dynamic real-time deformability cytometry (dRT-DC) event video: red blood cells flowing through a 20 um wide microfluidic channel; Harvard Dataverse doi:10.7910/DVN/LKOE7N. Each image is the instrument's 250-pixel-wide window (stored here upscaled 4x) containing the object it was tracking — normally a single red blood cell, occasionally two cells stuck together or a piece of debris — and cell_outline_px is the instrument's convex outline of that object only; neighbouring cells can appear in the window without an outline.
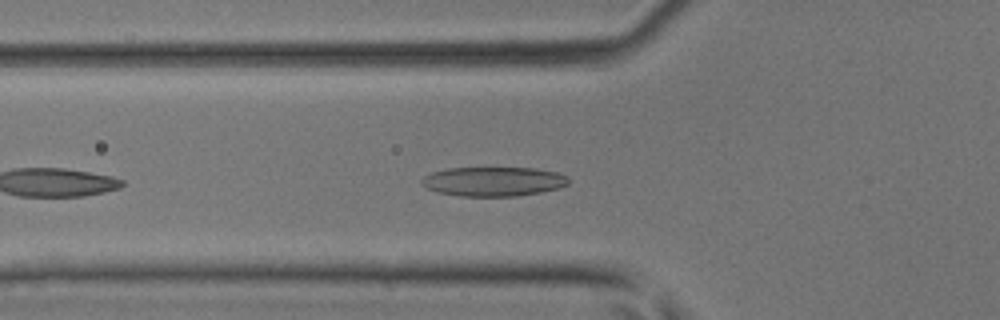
{"species": "common noctule bat (a hibernating species)", "species_latin": "Nyctalus noctula", "temperature_condition": "room temperature", "stored_images_in_passage": 32, "camera_frame_rate_fps": 3000, "um_per_image_px": 0.085, "animal": {"sex": "male", "body_mass_g": 17.9, "forearm_length_mm": 54.2}, "frame": {"image": 1, "passage_image": 5, "time_ms": 1.333, "image_size_px": [1000, 320], "cell_outline_px": [[568, 184], [560, 188], [540, 192], [516, 196], [460, 196], [436, 192], [424, 188], [420, 184], [420, 180], [424, 176], [432, 172], [448, 168], [536, 168], [556, 172], [568, 176]], "centroid_in_image_um": [41.9, 15.43], "position_along_channel_um": 83.9, "area_um2": 25.32}}
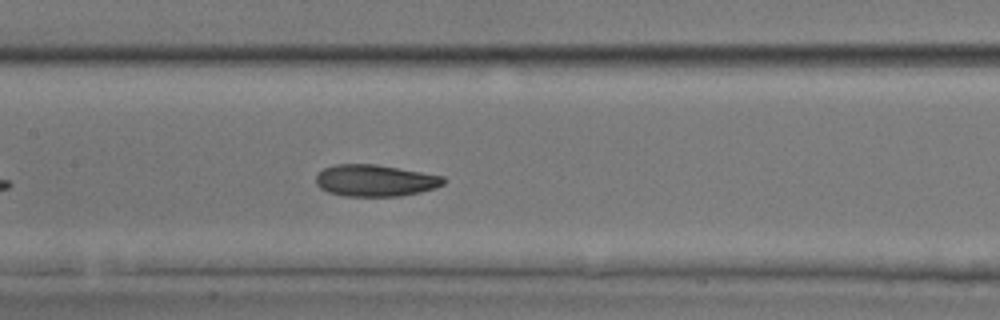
{"frame": {"image": 2, "passage_image": 11, "time_ms": 3.333, "image_size_px": [1000, 320], "cell_outline_px": [[448, 180], [444, 184], [436, 188], [420, 192], [400, 196], [344, 196], [328, 192], [320, 188], [316, 184], [316, 176], [324, 168], [336, 164], [376, 164], [444, 176]], "centroid_in_image_um": [31.92, 15.35], "position_along_channel_um": 175.5, "area_um2": 23.7}}
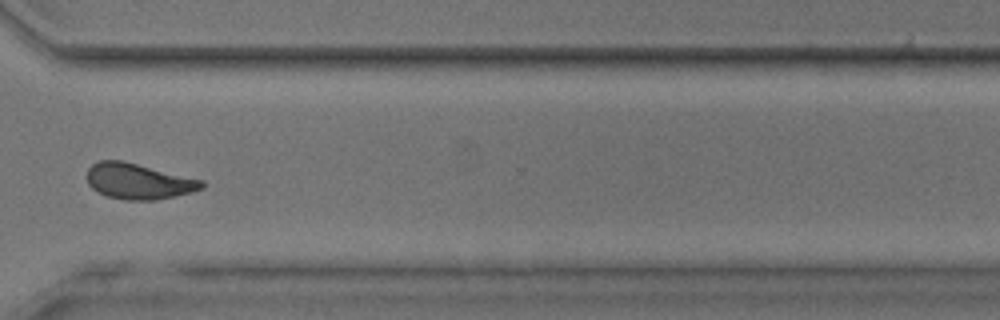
{"frame": {"image": 3, "passage_image": 23, "time_ms": 7.333, "image_size_px": [1000, 320], "cell_outline_px": [[204, 188], [192, 192], [152, 200], [124, 200], [108, 196], [92, 188], [88, 184], [84, 176], [88, 168], [92, 164], [100, 160], [124, 160], [204, 180]], "centroid_in_image_um": [11.75, 15.39], "position_along_channel_um": 358.9, "area_um2": 24.1}}